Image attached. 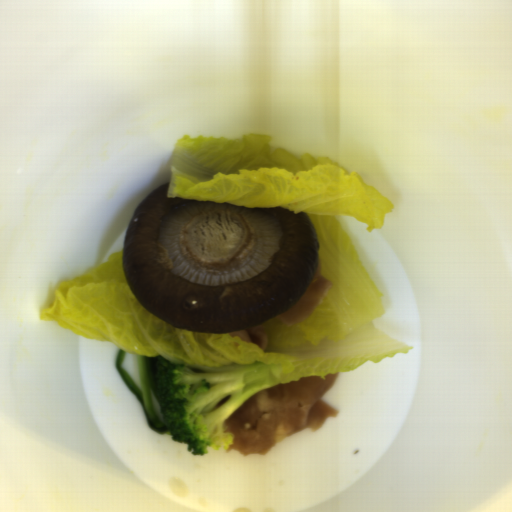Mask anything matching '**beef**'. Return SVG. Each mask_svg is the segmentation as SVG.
<instances>
[{
    "instance_id": "obj_1",
    "label": "beef",
    "mask_w": 512,
    "mask_h": 512,
    "mask_svg": "<svg viewBox=\"0 0 512 512\" xmlns=\"http://www.w3.org/2000/svg\"><path fill=\"white\" fill-rule=\"evenodd\" d=\"M339 374L299 377V381L280 382L251 396L224 421L226 432L233 436L225 453L263 456L302 430L319 431L327 419L338 417L339 411L323 397Z\"/></svg>"
},
{
    "instance_id": "obj_2",
    "label": "beef",
    "mask_w": 512,
    "mask_h": 512,
    "mask_svg": "<svg viewBox=\"0 0 512 512\" xmlns=\"http://www.w3.org/2000/svg\"><path fill=\"white\" fill-rule=\"evenodd\" d=\"M322 270V263L318 259V265L305 292L292 307L273 318H277L286 326L308 319L326 298L333 286V282L322 274Z\"/></svg>"
},
{
    "instance_id": "obj_3",
    "label": "beef",
    "mask_w": 512,
    "mask_h": 512,
    "mask_svg": "<svg viewBox=\"0 0 512 512\" xmlns=\"http://www.w3.org/2000/svg\"><path fill=\"white\" fill-rule=\"evenodd\" d=\"M228 333L230 334L231 337H240L245 341H249L255 344L263 351L266 350L268 346V338L264 332L262 323L240 332Z\"/></svg>"
},
{
    "instance_id": "obj_4",
    "label": "beef",
    "mask_w": 512,
    "mask_h": 512,
    "mask_svg": "<svg viewBox=\"0 0 512 512\" xmlns=\"http://www.w3.org/2000/svg\"><path fill=\"white\" fill-rule=\"evenodd\" d=\"M231 395H227L225 398H223L220 402L216 404V408H219L223 404H225L227 401L230 400Z\"/></svg>"
}]
</instances>
